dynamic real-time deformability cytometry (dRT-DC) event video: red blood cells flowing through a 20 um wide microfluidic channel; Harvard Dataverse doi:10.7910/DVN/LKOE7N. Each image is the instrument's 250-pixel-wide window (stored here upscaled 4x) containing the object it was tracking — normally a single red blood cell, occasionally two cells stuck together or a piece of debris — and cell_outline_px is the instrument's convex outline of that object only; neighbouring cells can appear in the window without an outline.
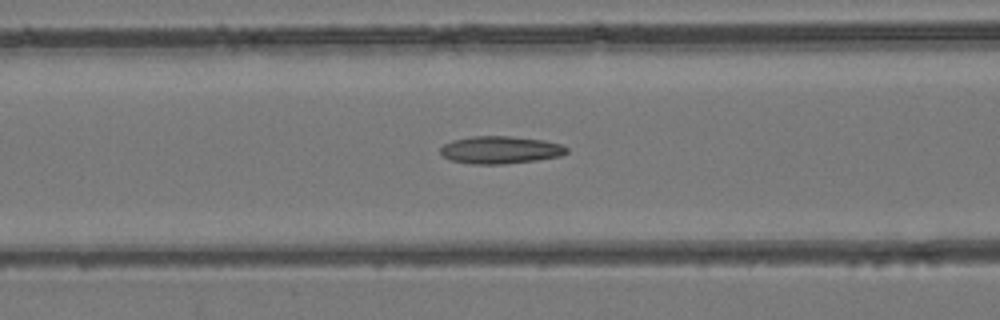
{"species": "common noctule bat (a hibernating species)", "species_latin": "Nyctalus noctula", "temperature_condition": "room temperature", "stored_images_in_passage": 37, "camera_frame_rate_fps": 3000, "um_per_image_px": 0.085, "animal": {"sex": "female", "body_mass_g": 24.6, "forearm_length_mm": 56.2}, "frame": {"image": 1, "passage_image": 8, "time_ms": 2.333, "image_size_px": [1000, 320], "cell_outline_px": [[568, 152], [560, 156], [536, 160], [504, 164], [472, 164], [452, 160], [444, 156], [440, 152], [440, 148], [444, 144], [452, 140], [472, 136], [512, 136], [544, 140], [560, 144], [568, 148]], "centroid_in_image_um": [42.53, 12.73], "position_along_channel_um": 124.1, "area_um2": 20.23}}
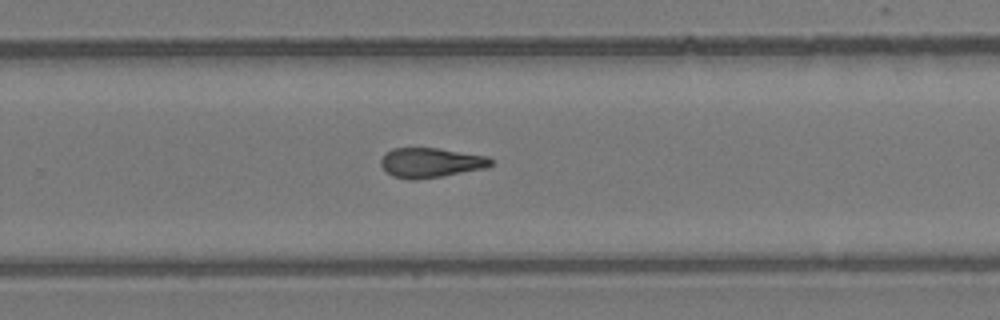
{"frame": {"image": 2, "passage_image": 20, "time_ms": 6.333, "image_size_px": [1000, 320], "cell_outline_px": [[496, 160], [492, 164], [484, 168], [440, 176], [416, 180], [408, 180], [392, 176], [380, 164], [380, 160], [392, 148], [436, 148], [488, 156]], "centroid_in_image_um": [36.62, 13.83], "position_along_channel_um": 293.2, "area_um2": 18.9}}
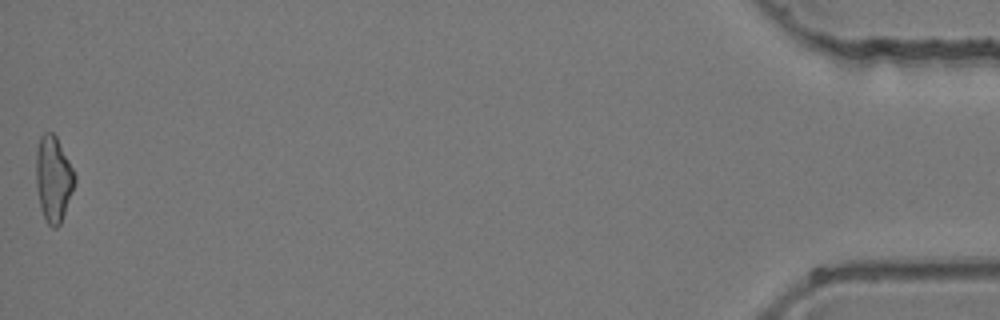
{"frame": {"image": 3, "passage_image": 37, "time_ms": 12.0, "image_size_px": [1000, 320], "cell_outline_px": [[76, 180], [72, 192], [60, 224], [56, 228], [52, 228], [48, 224], [40, 208], [36, 188], [36, 152], [40, 136], [44, 132], [52, 132], [56, 136], [76, 176]], "centroid_in_image_um": [4.52, 15.2], "position_along_channel_um": 430.7, "area_um2": 19.19}}